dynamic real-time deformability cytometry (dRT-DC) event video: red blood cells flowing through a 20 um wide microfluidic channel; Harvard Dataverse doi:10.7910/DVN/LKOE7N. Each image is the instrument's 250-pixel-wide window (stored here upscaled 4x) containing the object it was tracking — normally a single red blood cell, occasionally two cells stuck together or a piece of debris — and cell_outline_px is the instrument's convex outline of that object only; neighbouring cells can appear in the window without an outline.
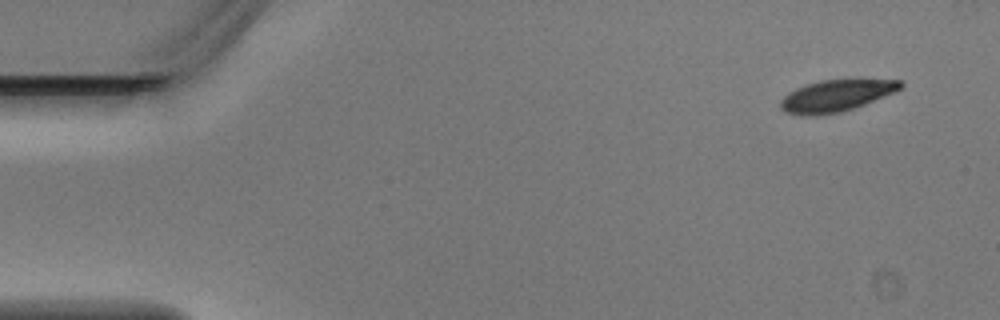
{"species": "Egyptian fruit bat (a non-hibernating species)", "species_latin": "Rousettus aegyptiacus", "temperature_condition": "warm", "stored_images_in_passage": 4, "camera_frame_rate_fps": 3000, "um_per_image_px": 0.085, "animal": {"sex": "male"}, "frame": {"image": 1, "passage_image": 2, "time_ms": 0.333, "image_size_px": [1000, 320], "cell_outline_px": [[904, 84], [896, 92], [864, 104], [840, 112], [816, 116], [800, 116], [788, 112], [780, 108], [780, 100], [788, 92], [796, 88], [808, 84], [824, 80], [860, 76], [900, 80]], "centroid_in_image_um": [71.14, 8.08], "position_along_channel_um": 13.9, "area_um2": 23.0}}